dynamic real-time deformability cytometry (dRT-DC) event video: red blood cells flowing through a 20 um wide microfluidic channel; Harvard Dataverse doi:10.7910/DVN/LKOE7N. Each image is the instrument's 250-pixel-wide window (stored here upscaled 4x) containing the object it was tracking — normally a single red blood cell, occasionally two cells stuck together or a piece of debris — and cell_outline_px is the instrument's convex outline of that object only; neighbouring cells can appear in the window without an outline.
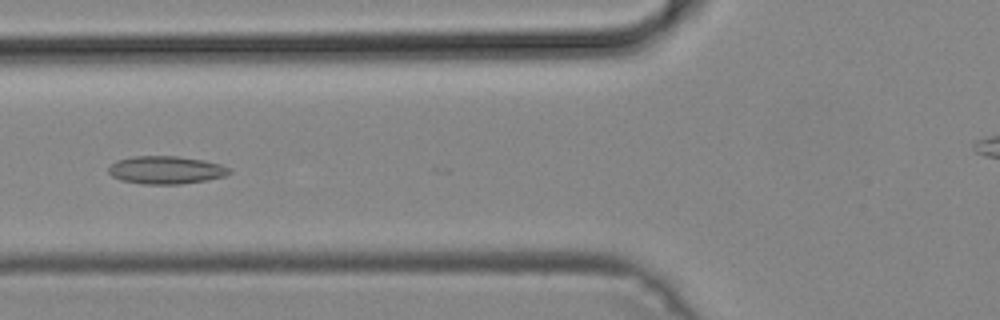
{"species": "common noctule bat (a hibernating species)", "species_latin": "Nyctalus noctula", "temperature_condition": "cold", "stored_images_in_passage": 16, "camera_frame_rate_fps": 3000, "um_per_image_px": 0.085, "animal": {"sex": "male", "body_mass_g": 19.2, "forearm_length_mm": 51.8}, "frame": {"image": 1, "passage_image": 9, "time_ms": 2.667, "image_size_px": [1000, 320], "cell_outline_px": [[232, 172], [224, 176], [208, 180], [180, 184], [140, 184], [120, 180], [112, 176], [108, 172], [108, 168], [116, 160], [136, 156], [176, 156], [204, 160], [220, 164], [232, 168]], "centroid_in_image_um": [14.12, 14.45], "position_along_channel_um": 111.7, "area_um2": 19.77}}
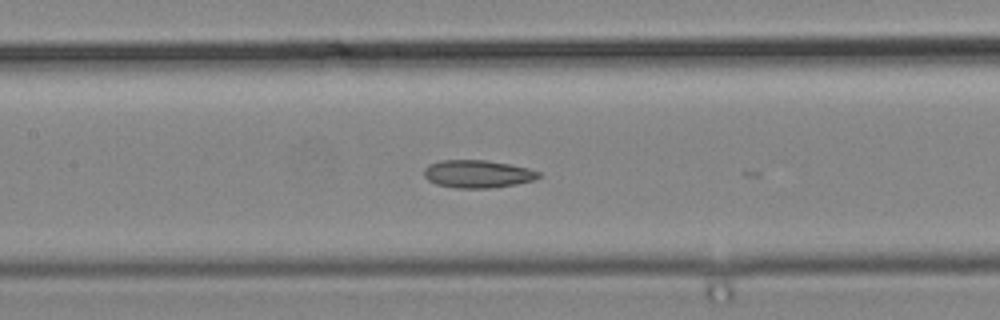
{"frame": {"image": 2, "passage_image": 13, "time_ms": 4.0, "image_size_px": [1000, 320], "cell_outline_px": [[540, 176], [536, 180], [516, 184], [492, 188], [456, 188], [436, 184], [428, 180], [424, 176], [424, 168], [428, 164], [440, 160], [484, 160], [508, 164], [528, 168], [540, 172]], "centroid_in_image_um": [40.58, 14.79], "position_along_channel_um": 166.8, "area_um2": 18.61}}